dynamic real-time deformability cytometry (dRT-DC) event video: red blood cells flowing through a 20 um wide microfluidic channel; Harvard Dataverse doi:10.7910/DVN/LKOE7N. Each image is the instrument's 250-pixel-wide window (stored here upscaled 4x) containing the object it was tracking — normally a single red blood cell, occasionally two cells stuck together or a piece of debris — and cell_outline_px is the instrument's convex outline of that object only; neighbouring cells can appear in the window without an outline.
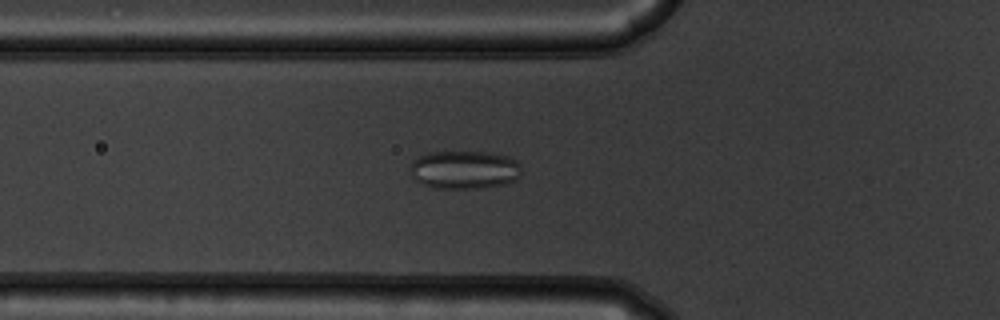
{"species": "common noctule bat (a hibernating species)", "species_latin": "Nyctalus noctula", "temperature_condition": "warm", "stored_images_in_passage": 43, "camera_frame_rate_fps": 3000, "um_per_image_px": 0.085, "animal": {"sex": "male", "body_mass_g": 19.5, "forearm_length_mm": 54.6}, "frame": {"image": 1, "passage_image": 9, "time_ms": 2.667, "image_size_px": [1000, 320], "cell_outline_px": [[520, 176], [516, 180], [504, 184], [484, 188], [432, 188], [416, 180], [412, 176], [412, 160], [428, 152], [492, 152], [508, 156], [516, 160], [520, 164]], "centroid_in_image_um": [39.51, 14.43], "position_along_channel_um": 86.3, "area_um2": 24.91}}
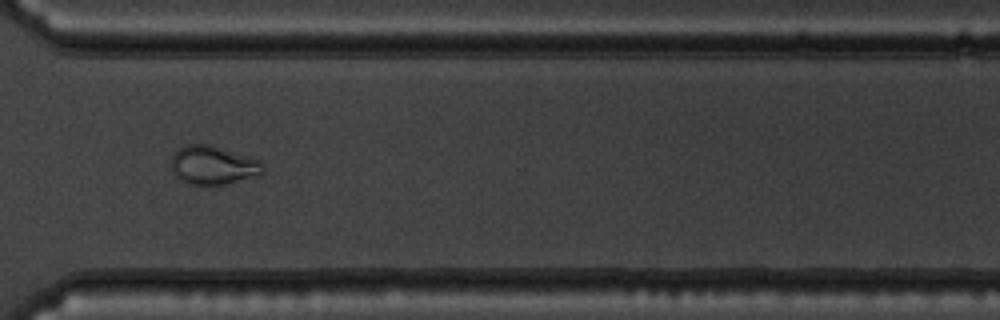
{"frame": {"image": 2, "passage_image": 30, "time_ms": 9.667, "image_size_px": [1000, 320], "cell_outline_px": [[264, 172], [260, 176], [208, 188], [188, 184], [180, 180], [172, 172], [172, 156], [184, 144], [212, 144], [260, 160], [264, 168]], "centroid_in_image_um": [18.13, 14.08], "position_along_channel_um": 352.5, "area_um2": 21.39}}
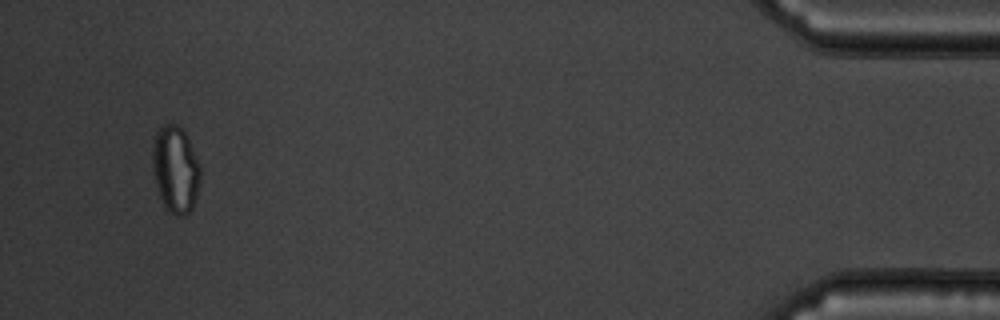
{"frame": {"image": 3, "passage_image": 41, "time_ms": 13.333, "image_size_px": [1000, 320], "cell_outline_px": [[200, 180], [196, 196], [192, 208], [184, 216], [176, 216], [168, 212], [164, 208], [160, 200], [156, 188], [152, 164], [152, 144], [156, 132], [164, 124], [176, 124], [188, 136], [200, 164]], "centroid_in_image_um": [14.9, 14.42], "position_along_channel_um": 420.3, "area_um2": 24.62}, "authors_computed_cell_mechanics": {"area_um2": 22.542, "velocity_mm_per_s": 3.8081, "shape_relaxation_time_tau1_ms": null, "shape_relaxation_time_tau2_ms": 0.4121, "deformation_change_tau1": null, "deformation_change_tau2": 0.0548}}